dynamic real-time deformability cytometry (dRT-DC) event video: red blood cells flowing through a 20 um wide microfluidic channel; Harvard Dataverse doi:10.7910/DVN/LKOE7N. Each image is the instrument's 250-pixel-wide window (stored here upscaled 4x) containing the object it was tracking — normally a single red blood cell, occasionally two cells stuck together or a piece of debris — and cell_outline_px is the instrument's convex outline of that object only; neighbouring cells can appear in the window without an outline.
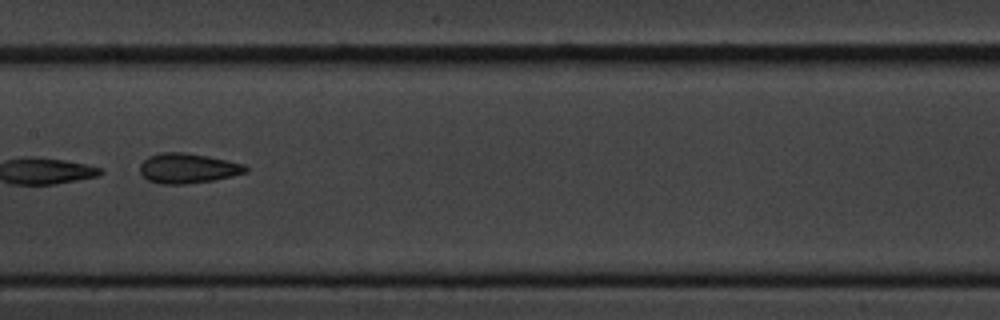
{"species": "common noctule bat (a hibernating species)", "species_latin": "Nyctalus noctula", "temperature_condition": "cold", "stored_images_in_passage": 12, "camera_frame_rate_fps": 3000, "um_per_image_px": 0.085, "animal": {"sex": "male", "body_mass_g": 20.1, "forearm_length_mm": 53.5}, "frame": {"image": 1, "passage_image": 4, "time_ms": 3.667, "image_size_px": [1000, 320], "cell_outline_px": [[248, 172], [232, 176], [212, 180], [184, 184], [160, 184], [148, 180], [140, 172], [140, 164], [148, 156], [160, 152], [184, 152], [208, 156], [228, 160], [244, 164], [248, 168]], "centroid_in_image_um": [15.96, 14.29], "position_along_channel_um": 191.4, "area_um2": 18.5}, "authors_computed_cell_mechanics": {"area_um2": 18.2937, "velocity_mm_per_s": 3.4681, "shape_relaxation_time_tau1_ms": null, "shape_relaxation_time_tau2_ms": 3.3173, "deformation_change_tau1": null, "deformation_change_tau2": 0.1088}}